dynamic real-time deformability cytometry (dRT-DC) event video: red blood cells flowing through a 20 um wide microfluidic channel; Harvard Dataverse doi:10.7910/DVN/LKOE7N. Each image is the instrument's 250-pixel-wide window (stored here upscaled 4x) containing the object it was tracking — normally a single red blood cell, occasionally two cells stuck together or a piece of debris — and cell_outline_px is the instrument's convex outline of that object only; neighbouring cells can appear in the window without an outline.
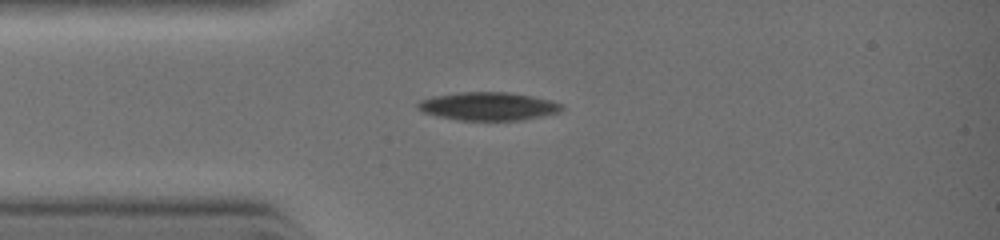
{"species": "common noctule bat (a hibernating species)", "species_latin": "Nyctalus noctula", "temperature_condition": "warm", "stored_images_in_passage": 3, "camera_frame_rate_fps": 3000, "um_per_image_px": 0.085, "animal": {"sex": "female", "body_mass_g": 19.0, "forearm_length_mm": 51.5}, "frame": {"image": 1, "passage_image": 3, "time_ms": 2.0, "image_size_px": [1000, 240], "cell_outline_px": [[564, 108], [560, 112], [520, 120], [460, 120], [440, 116], [424, 112], [416, 108], [416, 104], [420, 100], [432, 96], [460, 92], [508, 92], [532, 96], [552, 100], [564, 104]], "centroid_in_image_um": [41.52, 9.02], "position_along_channel_um": 43.5, "area_um2": 23.64}}